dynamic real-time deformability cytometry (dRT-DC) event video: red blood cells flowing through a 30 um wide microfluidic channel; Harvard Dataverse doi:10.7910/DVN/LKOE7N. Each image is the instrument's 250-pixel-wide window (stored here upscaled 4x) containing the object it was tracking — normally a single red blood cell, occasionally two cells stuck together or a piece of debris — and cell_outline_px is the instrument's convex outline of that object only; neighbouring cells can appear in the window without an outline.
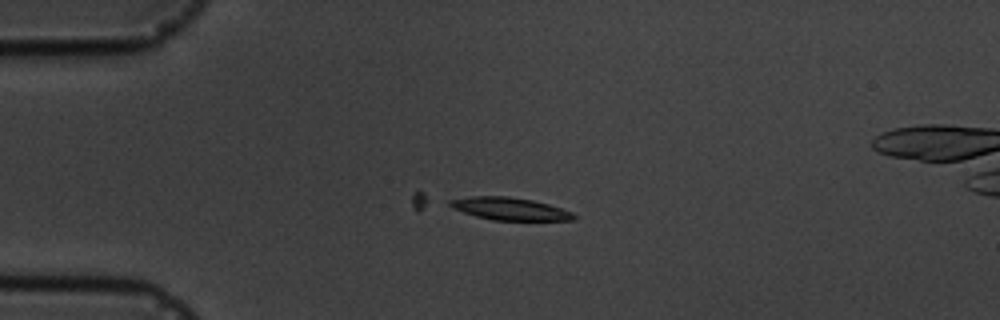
{"species": "common noctule bat (a hibernating species)", "species_latin": "Nyctalus noctula", "temperature_condition": "cold", "stored_images_in_passage": 4, "camera_frame_rate_fps": 3000, "um_per_image_px": 0.085, "animal": {"sex": "male", "body_mass_g": 19.5, "forearm_length_mm": 54.6}, "frame": {"image": 1, "passage_image": 3, "time_ms": 2.333, "image_size_px": [1000, 320], "cell_outline_px": [[576, 220], [492, 220], [476, 216], [452, 208], [448, 204], [448, 200], [472, 196], [508, 196], [532, 200], [548, 204], [572, 212], [576, 216]], "centroid_in_image_um": [43.32, 17.74], "position_along_channel_um": 41.7, "area_um2": 16.18}}